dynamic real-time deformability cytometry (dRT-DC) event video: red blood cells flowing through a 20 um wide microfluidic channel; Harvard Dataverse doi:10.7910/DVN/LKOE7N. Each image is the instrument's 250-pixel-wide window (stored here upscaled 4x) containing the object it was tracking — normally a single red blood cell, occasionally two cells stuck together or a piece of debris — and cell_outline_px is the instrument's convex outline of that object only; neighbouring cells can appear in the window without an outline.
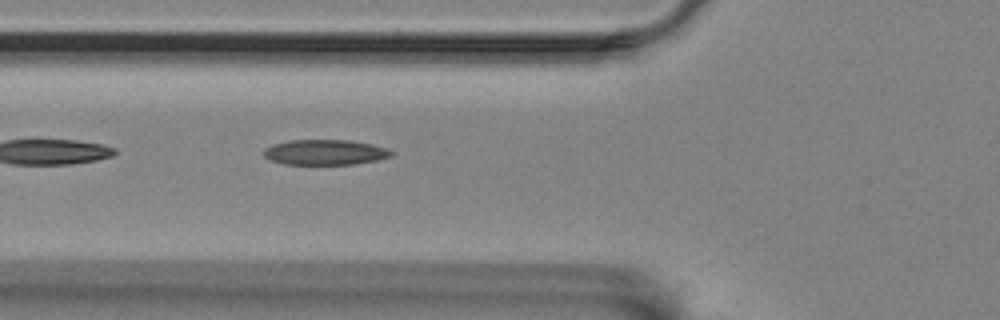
{"species": "Egyptian fruit bat (a non-hibernating species)", "species_latin": "Rousettus aegyptiacus", "temperature_condition": "room temperature", "stored_images_in_passage": 22, "camera_frame_rate_fps": 3000, "um_per_image_px": 0.085, "animal": {"sex": "female"}, "frame": {"image": 1, "passage_image": 3, "time_ms": 0.667, "image_size_px": [1000, 320], "cell_outline_px": [[392, 156], [376, 160], [352, 164], [284, 164], [272, 160], [264, 156], [264, 148], [272, 144], [288, 140], [348, 140], [372, 144], [388, 148], [392, 152]], "centroid_in_image_um": [27.62, 12.93], "position_along_channel_um": 98.2, "area_um2": 18.73}}
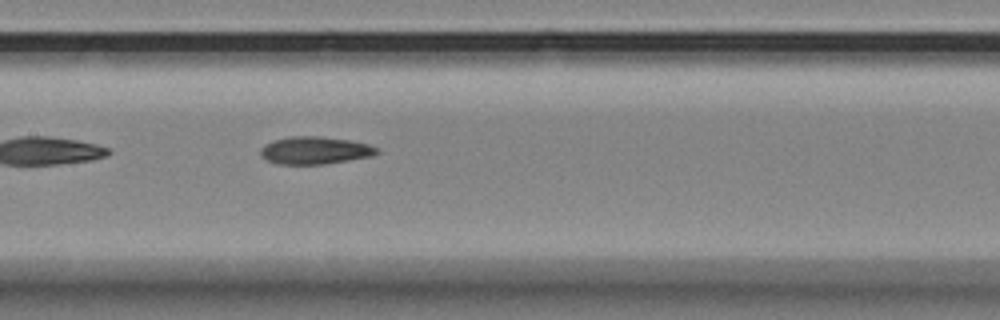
{"frame": {"image": 2, "passage_image": 10, "time_ms": 3.0, "image_size_px": [1000, 320], "cell_outline_px": [[380, 152], [372, 156], [324, 164], [276, 164], [260, 156], [260, 148], [264, 144], [272, 140], [288, 136], [320, 136], [348, 140], [368, 144], [380, 148]], "centroid_in_image_um": [26.74, 12.77], "position_along_channel_um": 180.7, "area_um2": 18.84}}
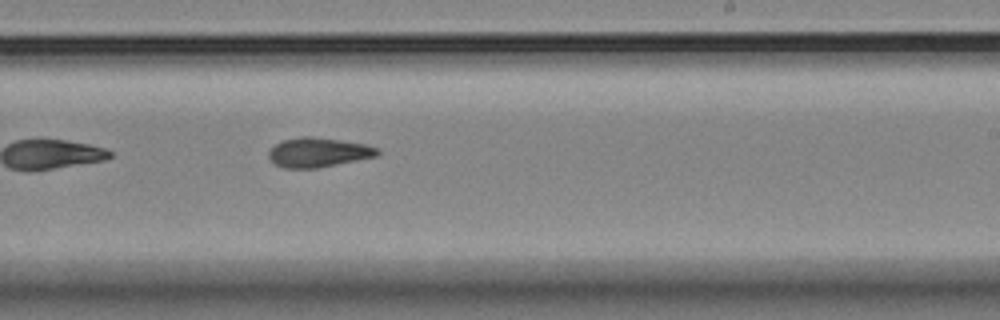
{"frame": {"image": 3, "passage_image": 17, "time_ms": 5.333, "image_size_px": [1000, 320], "cell_outline_px": [[380, 152], [376, 156], [316, 168], [284, 168], [276, 164], [268, 156], [268, 152], [276, 144], [284, 140], [300, 136], [308, 136], [340, 140], [368, 144], [376, 148]], "centroid_in_image_um": [27.05, 12.94], "position_along_channel_um": 262.0, "area_um2": 18.38}}